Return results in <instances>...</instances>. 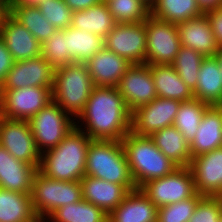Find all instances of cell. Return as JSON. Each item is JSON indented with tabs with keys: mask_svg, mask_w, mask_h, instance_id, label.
<instances>
[{
	"mask_svg": "<svg viewBox=\"0 0 222 222\" xmlns=\"http://www.w3.org/2000/svg\"><path fill=\"white\" fill-rule=\"evenodd\" d=\"M156 147L178 167H188L192 157L190 144L174 126H168L149 136Z\"/></svg>",
	"mask_w": 222,
	"mask_h": 222,
	"instance_id": "cell-25",
	"label": "cell"
},
{
	"mask_svg": "<svg viewBox=\"0 0 222 222\" xmlns=\"http://www.w3.org/2000/svg\"><path fill=\"white\" fill-rule=\"evenodd\" d=\"M214 57L216 58V60L219 63L220 66V70H221V75H222V48H220L216 54L214 55Z\"/></svg>",
	"mask_w": 222,
	"mask_h": 222,
	"instance_id": "cell-45",
	"label": "cell"
},
{
	"mask_svg": "<svg viewBox=\"0 0 222 222\" xmlns=\"http://www.w3.org/2000/svg\"><path fill=\"white\" fill-rule=\"evenodd\" d=\"M83 130L75 125L56 147L43 152L38 170L52 179L80 181L85 176L87 151L91 141Z\"/></svg>",
	"mask_w": 222,
	"mask_h": 222,
	"instance_id": "cell-2",
	"label": "cell"
},
{
	"mask_svg": "<svg viewBox=\"0 0 222 222\" xmlns=\"http://www.w3.org/2000/svg\"><path fill=\"white\" fill-rule=\"evenodd\" d=\"M14 59L10 51L7 49L5 42L0 37V88L4 84L8 72L14 64Z\"/></svg>",
	"mask_w": 222,
	"mask_h": 222,
	"instance_id": "cell-40",
	"label": "cell"
},
{
	"mask_svg": "<svg viewBox=\"0 0 222 222\" xmlns=\"http://www.w3.org/2000/svg\"><path fill=\"white\" fill-rule=\"evenodd\" d=\"M194 98L209 106H222V75L215 57H205L200 66Z\"/></svg>",
	"mask_w": 222,
	"mask_h": 222,
	"instance_id": "cell-24",
	"label": "cell"
},
{
	"mask_svg": "<svg viewBox=\"0 0 222 222\" xmlns=\"http://www.w3.org/2000/svg\"><path fill=\"white\" fill-rule=\"evenodd\" d=\"M146 25L139 23H116L104 38L105 48L125 58L131 64L145 63Z\"/></svg>",
	"mask_w": 222,
	"mask_h": 222,
	"instance_id": "cell-12",
	"label": "cell"
},
{
	"mask_svg": "<svg viewBox=\"0 0 222 222\" xmlns=\"http://www.w3.org/2000/svg\"><path fill=\"white\" fill-rule=\"evenodd\" d=\"M44 0H6V6H38Z\"/></svg>",
	"mask_w": 222,
	"mask_h": 222,
	"instance_id": "cell-44",
	"label": "cell"
},
{
	"mask_svg": "<svg viewBox=\"0 0 222 222\" xmlns=\"http://www.w3.org/2000/svg\"><path fill=\"white\" fill-rule=\"evenodd\" d=\"M31 199L37 216L48 217L57 208L82 199L80 181H61L49 178L39 170L32 180Z\"/></svg>",
	"mask_w": 222,
	"mask_h": 222,
	"instance_id": "cell-6",
	"label": "cell"
},
{
	"mask_svg": "<svg viewBox=\"0 0 222 222\" xmlns=\"http://www.w3.org/2000/svg\"><path fill=\"white\" fill-rule=\"evenodd\" d=\"M154 79L157 97L188 101L194 99V93L177 74L172 65H148Z\"/></svg>",
	"mask_w": 222,
	"mask_h": 222,
	"instance_id": "cell-26",
	"label": "cell"
},
{
	"mask_svg": "<svg viewBox=\"0 0 222 222\" xmlns=\"http://www.w3.org/2000/svg\"><path fill=\"white\" fill-rule=\"evenodd\" d=\"M181 101L157 97L148 104L132 111L131 132L150 136L165 127L172 126Z\"/></svg>",
	"mask_w": 222,
	"mask_h": 222,
	"instance_id": "cell-13",
	"label": "cell"
},
{
	"mask_svg": "<svg viewBox=\"0 0 222 222\" xmlns=\"http://www.w3.org/2000/svg\"><path fill=\"white\" fill-rule=\"evenodd\" d=\"M71 119L52 100L28 121L41 153L56 147L75 128L76 122Z\"/></svg>",
	"mask_w": 222,
	"mask_h": 222,
	"instance_id": "cell-7",
	"label": "cell"
},
{
	"mask_svg": "<svg viewBox=\"0 0 222 222\" xmlns=\"http://www.w3.org/2000/svg\"><path fill=\"white\" fill-rule=\"evenodd\" d=\"M37 168L14 158L0 146V188L31 194L32 180Z\"/></svg>",
	"mask_w": 222,
	"mask_h": 222,
	"instance_id": "cell-21",
	"label": "cell"
},
{
	"mask_svg": "<svg viewBox=\"0 0 222 222\" xmlns=\"http://www.w3.org/2000/svg\"><path fill=\"white\" fill-rule=\"evenodd\" d=\"M6 10L25 26L41 44L57 30L37 6H6Z\"/></svg>",
	"mask_w": 222,
	"mask_h": 222,
	"instance_id": "cell-32",
	"label": "cell"
},
{
	"mask_svg": "<svg viewBox=\"0 0 222 222\" xmlns=\"http://www.w3.org/2000/svg\"><path fill=\"white\" fill-rule=\"evenodd\" d=\"M85 175L123 185L129 191L137 189L121 141L91 139Z\"/></svg>",
	"mask_w": 222,
	"mask_h": 222,
	"instance_id": "cell-4",
	"label": "cell"
},
{
	"mask_svg": "<svg viewBox=\"0 0 222 222\" xmlns=\"http://www.w3.org/2000/svg\"><path fill=\"white\" fill-rule=\"evenodd\" d=\"M182 47L194 49L204 57H214L220 49L205 14L177 24Z\"/></svg>",
	"mask_w": 222,
	"mask_h": 222,
	"instance_id": "cell-18",
	"label": "cell"
},
{
	"mask_svg": "<svg viewBox=\"0 0 222 222\" xmlns=\"http://www.w3.org/2000/svg\"><path fill=\"white\" fill-rule=\"evenodd\" d=\"M116 22L106 2L101 1L88 9L74 11L71 26L105 38L114 28Z\"/></svg>",
	"mask_w": 222,
	"mask_h": 222,
	"instance_id": "cell-27",
	"label": "cell"
},
{
	"mask_svg": "<svg viewBox=\"0 0 222 222\" xmlns=\"http://www.w3.org/2000/svg\"><path fill=\"white\" fill-rule=\"evenodd\" d=\"M204 58L201 53L194 49L181 46L171 64L192 91L196 89L201 62Z\"/></svg>",
	"mask_w": 222,
	"mask_h": 222,
	"instance_id": "cell-35",
	"label": "cell"
},
{
	"mask_svg": "<svg viewBox=\"0 0 222 222\" xmlns=\"http://www.w3.org/2000/svg\"><path fill=\"white\" fill-rule=\"evenodd\" d=\"M36 217L31 194L0 188V222H30Z\"/></svg>",
	"mask_w": 222,
	"mask_h": 222,
	"instance_id": "cell-28",
	"label": "cell"
},
{
	"mask_svg": "<svg viewBox=\"0 0 222 222\" xmlns=\"http://www.w3.org/2000/svg\"><path fill=\"white\" fill-rule=\"evenodd\" d=\"M121 142L137 188L152 179L169 175L178 168L162 154L149 136L136 135L130 131Z\"/></svg>",
	"mask_w": 222,
	"mask_h": 222,
	"instance_id": "cell-3",
	"label": "cell"
},
{
	"mask_svg": "<svg viewBox=\"0 0 222 222\" xmlns=\"http://www.w3.org/2000/svg\"><path fill=\"white\" fill-rule=\"evenodd\" d=\"M106 4L116 23L144 22L150 16V5L144 0H108Z\"/></svg>",
	"mask_w": 222,
	"mask_h": 222,
	"instance_id": "cell-34",
	"label": "cell"
},
{
	"mask_svg": "<svg viewBox=\"0 0 222 222\" xmlns=\"http://www.w3.org/2000/svg\"><path fill=\"white\" fill-rule=\"evenodd\" d=\"M222 216V199L203 196L188 222H219Z\"/></svg>",
	"mask_w": 222,
	"mask_h": 222,
	"instance_id": "cell-39",
	"label": "cell"
},
{
	"mask_svg": "<svg viewBox=\"0 0 222 222\" xmlns=\"http://www.w3.org/2000/svg\"><path fill=\"white\" fill-rule=\"evenodd\" d=\"M203 14L222 6V0H196Z\"/></svg>",
	"mask_w": 222,
	"mask_h": 222,
	"instance_id": "cell-43",
	"label": "cell"
},
{
	"mask_svg": "<svg viewBox=\"0 0 222 222\" xmlns=\"http://www.w3.org/2000/svg\"><path fill=\"white\" fill-rule=\"evenodd\" d=\"M208 107V104L195 98L183 101L179 105L173 125L181 132L189 143L195 137L203 113Z\"/></svg>",
	"mask_w": 222,
	"mask_h": 222,
	"instance_id": "cell-33",
	"label": "cell"
},
{
	"mask_svg": "<svg viewBox=\"0 0 222 222\" xmlns=\"http://www.w3.org/2000/svg\"><path fill=\"white\" fill-rule=\"evenodd\" d=\"M189 167L196 193L210 197L222 195V147L192 158Z\"/></svg>",
	"mask_w": 222,
	"mask_h": 222,
	"instance_id": "cell-16",
	"label": "cell"
},
{
	"mask_svg": "<svg viewBox=\"0 0 222 222\" xmlns=\"http://www.w3.org/2000/svg\"><path fill=\"white\" fill-rule=\"evenodd\" d=\"M205 15L210 21L211 29L214 33L218 46L222 48V6L206 12Z\"/></svg>",
	"mask_w": 222,
	"mask_h": 222,
	"instance_id": "cell-41",
	"label": "cell"
},
{
	"mask_svg": "<svg viewBox=\"0 0 222 222\" xmlns=\"http://www.w3.org/2000/svg\"><path fill=\"white\" fill-rule=\"evenodd\" d=\"M49 219L53 222H108V215L100 207L81 199L57 208Z\"/></svg>",
	"mask_w": 222,
	"mask_h": 222,
	"instance_id": "cell-31",
	"label": "cell"
},
{
	"mask_svg": "<svg viewBox=\"0 0 222 222\" xmlns=\"http://www.w3.org/2000/svg\"><path fill=\"white\" fill-rule=\"evenodd\" d=\"M131 116L117 87L94 86L78 118L92 140L122 141L131 131Z\"/></svg>",
	"mask_w": 222,
	"mask_h": 222,
	"instance_id": "cell-1",
	"label": "cell"
},
{
	"mask_svg": "<svg viewBox=\"0 0 222 222\" xmlns=\"http://www.w3.org/2000/svg\"><path fill=\"white\" fill-rule=\"evenodd\" d=\"M82 199L109 215L130 192L125 186L85 175L81 180Z\"/></svg>",
	"mask_w": 222,
	"mask_h": 222,
	"instance_id": "cell-20",
	"label": "cell"
},
{
	"mask_svg": "<svg viewBox=\"0 0 222 222\" xmlns=\"http://www.w3.org/2000/svg\"><path fill=\"white\" fill-rule=\"evenodd\" d=\"M45 219H47V218H43V217L38 216L30 222H45Z\"/></svg>",
	"mask_w": 222,
	"mask_h": 222,
	"instance_id": "cell-47",
	"label": "cell"
},
{
	"mask_svg": "<svg viewBox=\"0 0 222 222\" xmlns=\"http://www.w3.org/2000/svg\"><path fill=\"white\" fill-rule=\"evenodd\" d=\"M55 68L41 55L36 58L14 62L0 90L23 87H52Z\"/></svg>",
	"mask_w": 222,
	"mask_h": 222,
	"instance_id": "cell-15",
	"label": "cell"
},
{
	"mask_svg": "<svg viewBox=\"0 0 222 222\" xmlns=\"http://www.w3.org/2000/svg\"><path fill=\"white\" fill-rule=\"evenodd\" d=\"M157 208L187 200L196 194L190 167H178L171 174L152 179L140 187Z\"/></svg>",
	"mask_w": 222,
	"mask_h": 222,
	"instance_id": "cell-8",
	"label": "cell"
},
{
	"mask_svg": "<svg viewBox=\"0 0 222 222\" xmlns=\"http://www.w3.org/2000/svg\"><path fill=\"white\" fill-rule=\"evenodd\" d=\"M41 56L55 69L75 63L66 50V32L56 30L41 44Z\"/></svg>",
	"mask_w": 222,
	"mask_h": 222,
	"instance_id": "cell-36",
	"label": "cell"
},
{
	"mask_svg": "<svg viewBox=\"0 0 222 222\" xmlns=\"http://www.w3.org/2000/svg\"><path fill=\"white\" fill-rule=\"evenodd\" d=\"M202 14L196 0H154L150 5L151 16L176 25Z\"/></svg>",
	"mask_w": 222,
	"mask_h": 222,
	"instance_id": "cell-30",
	"label": "cell"
},
{
	"mask_svg": "<svg viewBox=\"0 0 222 222\" xmlns=\"http://www.w3.org/2000/svg\"><path fill=\"white\" fill-rule=\"evenodd\" d=\"M52 101V87L0 90V116L29 121Z\"/></svg>",
	"mask_w": 222,
	"mask_h": 222,
	"instance_id": "cell-10",
	"label": "cell"
},
{
	"mask_svg": "<svg viewBox=\"0 0 222 222\" xmlns=\"http://www.w3.org/2000/svg\"><path fill=\"white\" fill-rule=\"evenodd\" d=\"M0 146L14 158L39 169L42 153L39 151L27 120L0 116Z\"/></svg>",
	"mask_w": 222,
	"mask_h": 222,
	"instance_id": "cell-11",
	"label": "cell"
},
{
	"mask_svg": "<svg viewBox=\"0 0 222 222\" xmlns=\"http://www.w3.org/2000/svg\"><path fill=\"white\" fill-rule=\"evenodd\" d=\"M117 88L131 112L157 98L154 79L146 63L131 64Z\"/></svg>",
	"mask_w": 222,
	"mask_h": 222,
	"instance_id": "cell-14",
	"label": "cell"
},
{
	"mask_svg": "<svg viewBox=\"0 0 222 222\" xmlns=\"http://www.w3.org/2000/svg\"><path fill=\"white\" fill-rule=\"evenodd\" d=\"M144 22L147 36L145 63L171 65L181 47L177 25L151 15Z\"/></svg>",
	"mask_w": 222,
	"mask_h": 222,
	"instance_id": "cell-9",
	"label": "cell"
},
{
	"mask_svg": "<svg viewBox=\"0 0 222 222\" xmlns=\"http://www.w3.org/2000/svg\"><path fill=\"white\" fill-rule=\"evenodd\" d=\"M202 197L196 193L187 200L158 208L157 222H188Z\"/></svg>",
	"mask_w": 222,
	"mask_h": 222,
	"instance_id": "cell-37",
	"label": "cell"
},
{
	"mask_svg": "<svg viewBox=\"0 0 222 222\" xmlns=\"http://www.w3.org/2000/svg\"><path fill=\"white\" fill-rule=\"evenodd\" d=\"M68 7L74 11L88 9L91 6L97 5L101 0H64Z\"/></svg>",
	"mask_w": 222,
	"mask_h": 222,
	"instance_id": "cell-42",
	"label": "cell"
},
{
	"mask_svg": "<svg viewBox=\"0 0 222 222\" xmlns=\"http://www.w3.org/2000/svg\"><path fill=\"white\" fill-rule=\"evenodd\" d=\"M0 37L15 62L41 55V43L7 10L0 18Z\"/></svg>",
	"mask_w": 222,
	"mask_h": 222,
	"instance_id": "cell-17",
	"label": "cell"
},
{
	"mask_svg": "<svg viewBox=\"0 0 222 222\" xmlns=\"http://www.w3.org/2000/svg\"><path fill=\"white\" fill-rule=\"evenodd\" d=\"M94 84L85 63L56 68L52 100L68 115L78 117L85 108Z\"/></svg>",
	"mask_w": 222,
	"mask_h": 222,
	"instance_id": "cell-5",
	"label": "cell"
},
{
	"mask_svg": "<svg viewBox=\"0 0 222 222\" xmlns=\"http://www.w3.org/2000/svg\"><path fill=\"white\" fill-rule=\"evenodd\" d=\"M37 7L57 30L71 26L73 11L64 0H44Z\"/></svg>",
	"mask_w": 222,
	"mask_h": 222,
	"instance_id": "cell-38",
	"label": "cell"
},
{
	"mask_svg": "<svg viewBox=\"0 0 222 222\" xmlns=\"http://www.w3.org/2000/svg\"><path fill=\"white\" fill-rule=\"evenodd\" d=\"M85 65L94 86L117 87L131 63L104 47Z\"/></svg>",
	"mask_w": 222,
	"mask_h": 222,
	"instance_id": "cell-19",
	"label": "cell"
},
{
	"mask_svg": "<svg viewBox=\"0 0 222 222\" xmlns=\"http://www.w3.org/2000/svg\"><path fill=\"white\" fill-rule=\"evenodd\" d=\"M5 11H6V0H0V18Z\"/></svg>",
	"mask_w": 222,
	"mask_h": 222,
	"instance_id": "cell-46",
	"label": "cell"
},
{
	"mask_svg": "<svg viewBox=\"0 0 222 222\" xmlns=\"http://www.w3.org/2000/svg\"><path fill=\"white\" fill-rule=\"evenodd\" d=\"M158 208L140 188L126 198L108 215V222H157Z\"/></svg>",
	"mask_w": 222,
	"mask_h": 222,
	"instance_id": "cell-23",
	"label": "cell"
},
{
	"mask_svg": "<svg viewBox=\"0 0 222 222\" xmlns=\"http://www.w3.org/2000/svg\"><path fill=\"white\" fill-rule=\"evenodd\" d=\"M66 32V50L69 57L78 63H85L104 47V38L72 26Z\"/></svg>",
	"mask_w": 222,
	"mask_h": 222,
	"instance_id": "cell-29",
	"label": "cell"
},
{
	"mask_svg": "<svg viewBox=\"0 0 222 222\" xmlns=\"http://www.w3.org/2000/svg\"><path fill=\"white\" fill-rule=\"evenodd\" d=\"M146 3H148L149 5H151L153 2H154V0H144Z\"/></svg>",
	"mask_w": 222,
	"mask_h": 222,
	"instance_id": "cell-48",
	"label": "cell"
},
{
	"mask_svg": "<svg viewBox=\"0 0 222 222\" xmlns=\"http://www.w3.org/2000/svg\"><path fill=\"white\" fill-rule=\"evenodd\" d=\"M190 144L191 157L222 147V106H209Z\"/></svg>",
	"mask_w": 222,
	"mask_h": 222,
	"instance_id": "cell-22",
	"label": "cell"
}]
</instances>
